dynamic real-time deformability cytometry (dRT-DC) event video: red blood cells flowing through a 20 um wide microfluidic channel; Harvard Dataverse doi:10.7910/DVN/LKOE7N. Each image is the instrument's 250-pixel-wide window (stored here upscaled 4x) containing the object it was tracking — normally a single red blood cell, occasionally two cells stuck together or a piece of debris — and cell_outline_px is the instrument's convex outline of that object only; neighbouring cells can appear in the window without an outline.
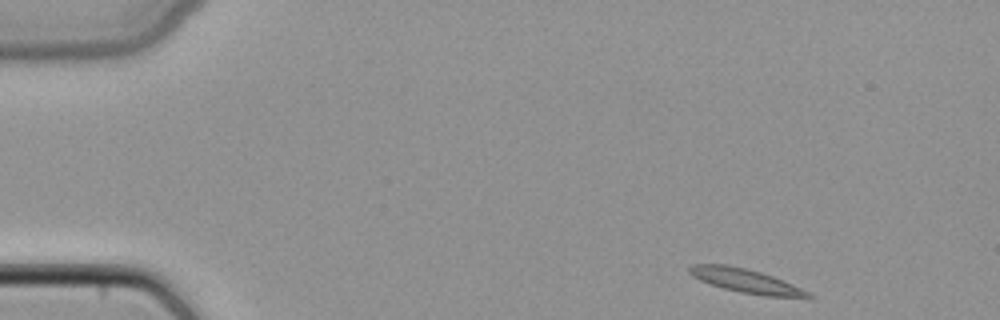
{"species": "common noctule bat (a hibernating species)", "species_latin": "Nyctalus noctula", "temperature_condition": "cold", "stored_images_in_passage": 44, "camera_frame_rate_fps": 3000, "um_per_image_px": 0.085, "animal": {"sex": "female", "body_mass_g": 22.7, "forearm_length_mm": 54.2}, "frame": {"image": 1, "passage_image": 1, "time_ms": 0.0, "image_size_px": [1000, 320], "cell_outline_px": [[816, 296], [764, 296], [740, 292], [724, 288], [700, 280], [692, 276], [688, 272], [688, 268], [692, 264], [728, 264], [760, 272], [784, 280]], "centroid_in_image_um": [63.32, 23.84], "position_along_channel_um": 21.7, "area_um2": 16.18}}
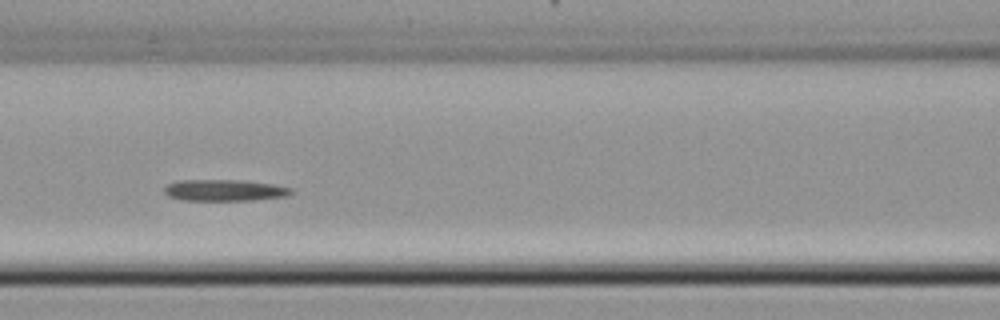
{"frame": {"image": 2, "passage_image": 17, "time_ms": 5.333, "image_size_px": [1000, 320], "cell_outline_px": [[292, 192], [288, 196], [252, 200], [180, 200], [168, 196], [164, 192], [164, 188], [168, 184], [180, 180], [240, 180], [276, 184], [292, 188]], "centroid_in_image_um": [19.1, 16.17], "position_along_channel_um": 147.5, "area_um2": 15.9}}
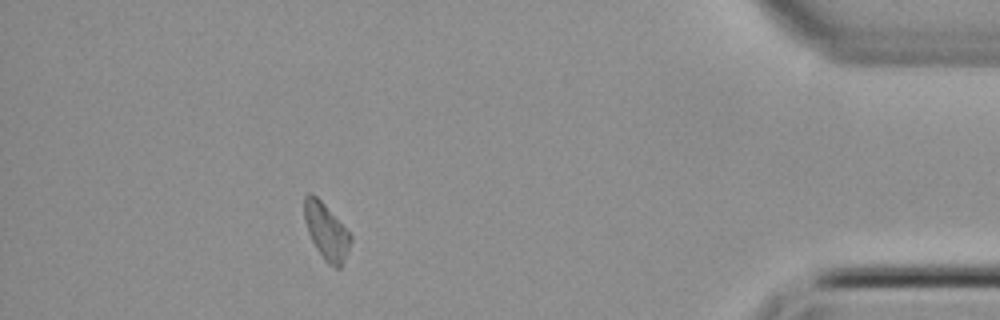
{"frame": {"image": 3, "passage_image": 39, "time_ms": 12.667, "image_size_px": [1000, 320], "cell_outline_px": [[352, 240], [348, 252], [340, 268], [336, 268], [328, 264], [324, 260], [316, 248], [308, 232], [304, 220], [304, 196], [308, 192], [312, 192], [324, 204], [352, 236]], "centroid_in_image_um": [27.72, 19.67], "position_along_channel_um": 407.5, "area_um2": 15.09}}